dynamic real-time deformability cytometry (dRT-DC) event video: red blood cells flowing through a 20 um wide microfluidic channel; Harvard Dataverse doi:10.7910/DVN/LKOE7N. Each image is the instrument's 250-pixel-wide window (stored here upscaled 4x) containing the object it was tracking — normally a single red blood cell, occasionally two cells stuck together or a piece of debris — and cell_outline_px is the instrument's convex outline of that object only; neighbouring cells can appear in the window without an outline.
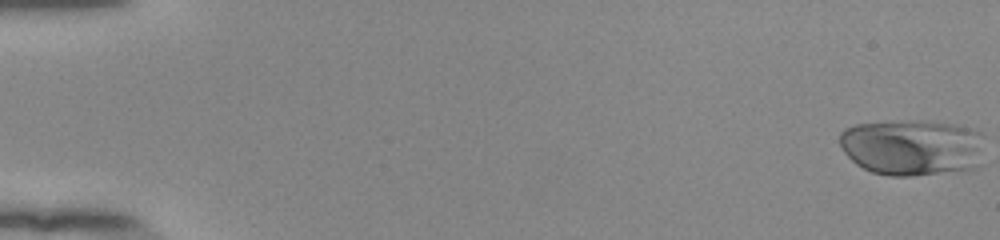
{"species": "human", "species_latin": "Homo sapiens", "temperature_condition": "room temperature", "stored_images_in_passage": 54, "camera_frame_rate_fps": 3000, "um_per_image_px": 0.085, "donor": {"sex": "female"}, "frame": {"image": 1, "passage_image": 1, "time_ms": 0.0, "image_size_px": [1000, 240], "cell_outline_px": [[984, 136], [980, 168], [908, 176], [888, 176], [872, 172], [856, 164], [844, 152], [840, 144], [840, 132], [844, 128], [856, 124], [908, 120], [920, 120], [956, 124], [972, 128], [980, 132]], "centroid_in_image_um": [77.57, 12.51], "position_along_channel_um": 7.4, "area_um2": 48.21}}
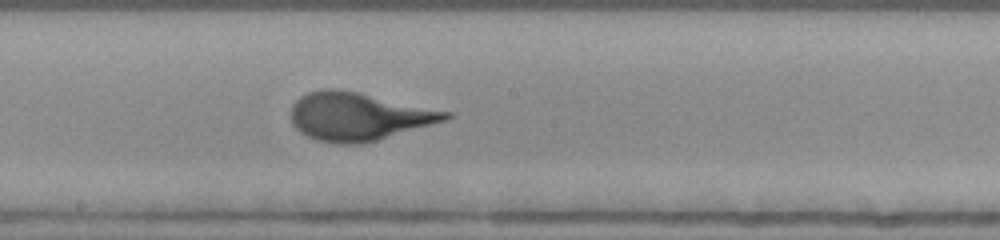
{"frame": {"image": 2, "passage_image": 31, "time_ms": 10.0, "image_size_px": [1000, 240], "cell_outline_px": [[452, 116], [444, 120], [376, 140], [360, 144], [340, 144], [316, 140], [300, 132], [292, 124], [292, 104], [300, 96], [308, 92], [324, 88], [336, 88], [356, 92], [452, 112]], "centroid_in_image_um": [30.41, 9.89], "position_along_channel_um": 217.8, "area_um2": 42.66}}
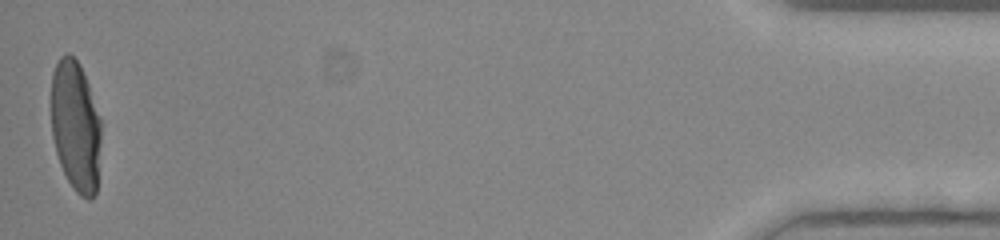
{"frame": {"image": 3, "passage_image": 54, "time_ms": 17.667, "image_size_px": [1000, 240], "cell_outline_px": [[100, 144], [96, 192], [92, 200], [88, 200], [80, 196], [76, 192], [68, 180], [60, 164], [56, 152], [52, 136], [52, 72], [60, 56], [64, 52], [68, 52], [80, 64], [88, 84], [100, 116]], "centroid_in_image_um": [6.42, 10.71], "position_along_channel_um": 428.8, "area_um2": 38.03}}